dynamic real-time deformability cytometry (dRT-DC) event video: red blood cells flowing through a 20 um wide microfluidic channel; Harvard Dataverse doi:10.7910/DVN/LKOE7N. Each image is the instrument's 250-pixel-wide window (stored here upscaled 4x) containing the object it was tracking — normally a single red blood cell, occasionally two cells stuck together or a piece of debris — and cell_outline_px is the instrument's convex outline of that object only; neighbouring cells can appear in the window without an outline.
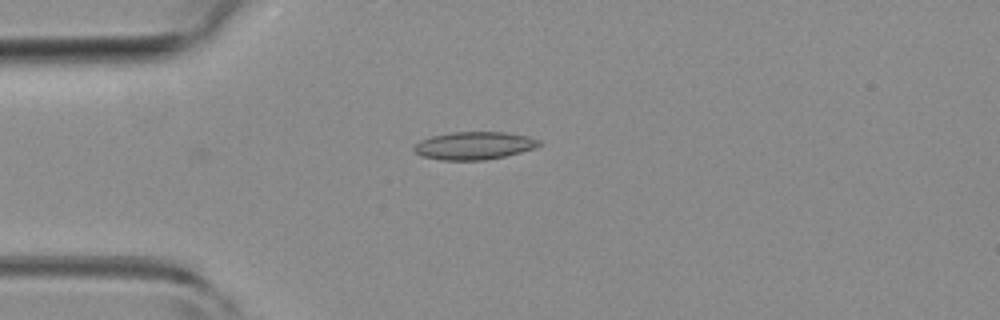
{"species": "common noctule bat (a hibernating species)", "species_latin": "Nyctalus noctula", "temperature_condition": "room temperature", "stored_images_in_passage": 4, "camera_frame_rate_fps": 3000, "um_per_image_px": 0.085, "animal": {"sex": "female", "body_mass_g": 19.3, "forearm_length_mm": 54.1}, "frame": {"image": 1, "passage_image": 4, "time_ms": 1.0, "image_size_px": [1000, 320], "cell_outline_px": [[540, 144], [532, 148], [520, 152], [504, 156], [484, 160], [440, 160], [420, 156], [412, 148], [420, 140], [432, 136], [452, 132], [504, 132], [528, 136], [540, 140]], "centroid_in_image_um": [40.25, 12.38], "position_along_channel_um": 44.7, "area_um2": 20.11}}